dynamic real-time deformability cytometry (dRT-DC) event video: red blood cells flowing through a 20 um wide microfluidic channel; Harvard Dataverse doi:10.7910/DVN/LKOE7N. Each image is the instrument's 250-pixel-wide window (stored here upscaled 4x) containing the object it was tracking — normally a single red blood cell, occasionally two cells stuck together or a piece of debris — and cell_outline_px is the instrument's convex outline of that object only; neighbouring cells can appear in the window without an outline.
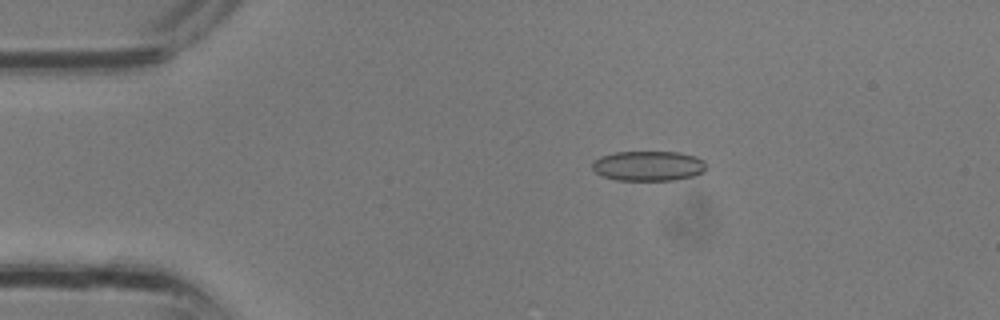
{"species": "common noctule bat (a hibernating species)", "species_latin": "Nyctalus noctula", "temperature_condition": "room temperature", "stored_images_in_passage": 4, "camera_frame_rate_fps": 3000, "um_per_image_px": 0.085, "animal": {"sex": "male", "body_mass_g": 13.3}, "frame": {"image": 1, "passage_image": 2, "time_ms": 0.333, "image_size_px": [1000, 320], "cell_outline_px": [[704, 172], [692, 176], [676, 180], [616, 180], [604, 176], [596, 172], [592, 168], [592, 160], [600, 156], [612, 152], [680, 152], [696, 156], [704, 160]], "centroid_in_image_um": [55.09, 14.09], "position_along_channel_um": 29.9, "area_um2": 20.0}}